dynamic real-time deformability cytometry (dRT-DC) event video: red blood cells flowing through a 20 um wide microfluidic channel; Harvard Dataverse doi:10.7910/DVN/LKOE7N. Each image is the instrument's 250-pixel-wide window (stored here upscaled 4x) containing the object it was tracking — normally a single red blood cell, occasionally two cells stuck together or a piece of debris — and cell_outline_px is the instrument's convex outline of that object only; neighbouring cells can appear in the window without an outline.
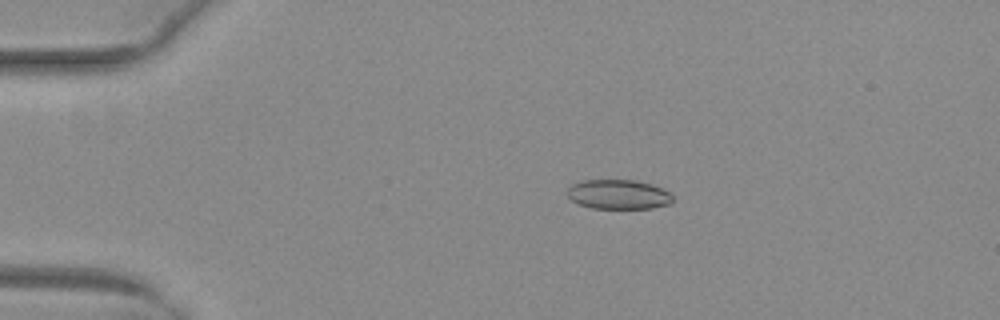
{"species": "common noctule bat (a hibernating species)", "species_latin": "Nyctalus noctula", "temperature_condition": "warm", "stored_images_in_passage": 47, "camera_frame_rate_fps": 3000, "um_per_image_px": 0.085, "animal": {"sex": "female", "body_mass_g": 29.2, "forearm_length_mm": 56.3}, "frame": {"image": 1, "passage_image": 6, "time_ms": 1.667, "image_size_px": [1000, 320], "cell_outline_px": [[672, 200], [668, 204], [652, 208], [592, 208], [580, 204], [572, 200], [568, 196], [568, 188], [572, 184], [584, 180], [636, 180], [652, 184], [668, 192], [672, 196]], "centroid_in_image_um": [52.55, 16.52], "position_along_channel_um": 32.4, "area_um2": 17.92}}
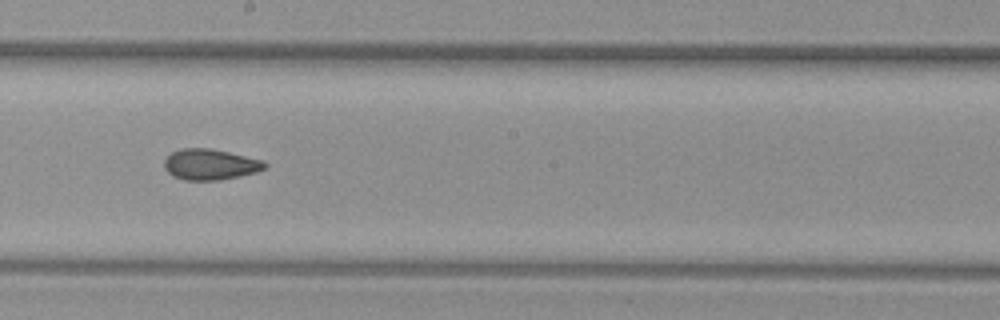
{"frame": {"image": 2, "passage_image": 25, "time_ms": 8.0, "image_size_px": [1000, 320], "cell_outline_px": [[268, 164], [264, 168], [256, 172], [240, 176], [220, 180], [184, 180], [172, 176], [164, 168], [164, 160], [172, 152], [180, 148], [212, 148], [264, 160]], "centroid_in_image_um": [17.86, 13.97], "position_along_channel_um": 230.3, "area_um2": 18.21}}
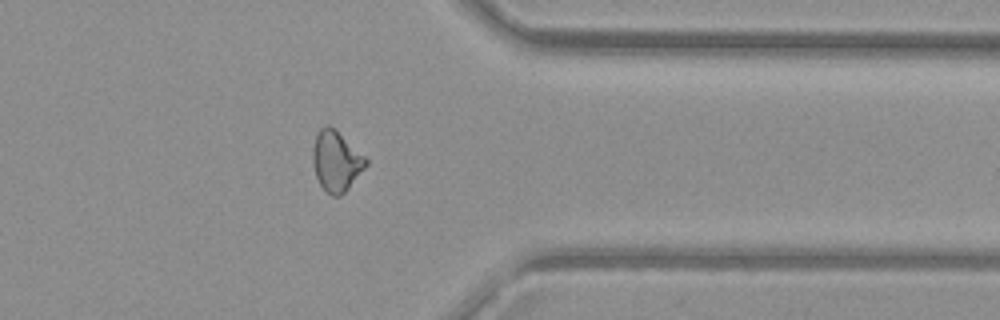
{"frame": {"image": 3, "passage_image": 37, "time_ms": 12.0, "image_size_px": [1000, 320], "cell_outline_px": [[368, 164], [348, 188], [340, 196], [332, 196], [320, 184], [316, 176], [312, 160], [312, 148], [316, 132], [324, 124], [328, 124], [364, 156], [368, 160]], "centroid_in_image_um": [28.54, 13.68], "position_along_channel_um": 382.9, "area_um2": 18.38}, "authors_computed_cell_mechanics": {"area_um2": 18.3804, "velocity_mm_per_s": 4.0208, "shape_relaxation_time_tau1_ms": null, "shape_relaxation_time_tau2_ms": 2.5786, "deformation_change_tau1": null, "deformation_change_tau2": 0.0813}}